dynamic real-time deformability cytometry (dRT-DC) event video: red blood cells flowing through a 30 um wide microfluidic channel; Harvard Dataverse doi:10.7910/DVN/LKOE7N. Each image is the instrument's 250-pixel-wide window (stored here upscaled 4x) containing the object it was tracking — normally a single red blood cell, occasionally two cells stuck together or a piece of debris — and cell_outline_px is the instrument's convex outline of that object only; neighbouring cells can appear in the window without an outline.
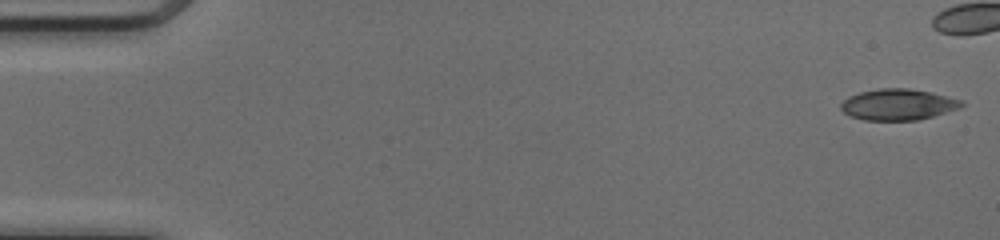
{"species": "common noctule bat (a hibernating species)", "species_latin": "Nyctalus noctula", "temperature_condition": "cold", "stored_images_in_passage": 40, "camera_frame_rate_fps": 3000, "um_per_image_px": 0.085, "animal": {"sex": "female", "body_mass_g": 17.0, "forearm_length_mm": 48.0}, "frame": {"image": 1, "passage_image": 1, "time_ms": 0.0, "image_size_px": [1000, 240], "cell_outline_px": [[964, 104], [960, 108], [932, 116], [916, 120], [864, 120], [852, 116], [844, 112], [840, 108], [840, 104], [848, 96], [860, 92], [880, 88], [908, 88], [932, 92], [964, 100]], "centroid_in_image_um": [76.35, 8.87], "position_along_channel_um": 8.6, "area_um2": 21.91}}
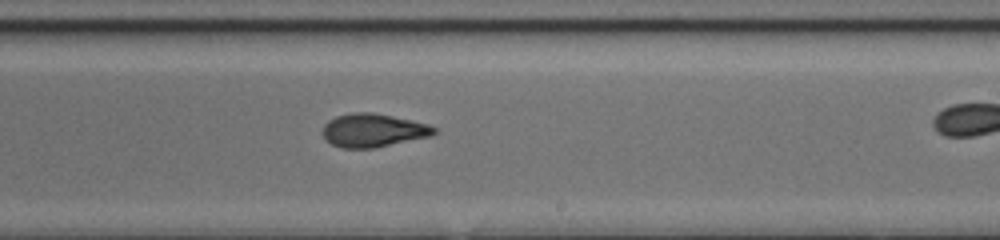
{"frame": {"image": 2, "passage_image": 30, "time_ms": 9.667, "image_size_px": [1000, 240], "cell_outline_px": [[440, 132], [432, 136], [376, 148], [340, 148], [332, 144], [320, 132], [324, 124], [328, 120], [336, 116], [352, 112], [372, 112], [412, 120], [428, 124], [436, 128]], "centroid_in_image_um": [31.74, 11.08], "position_along_channel_um": 257.3, "area_um2": 22.02}}
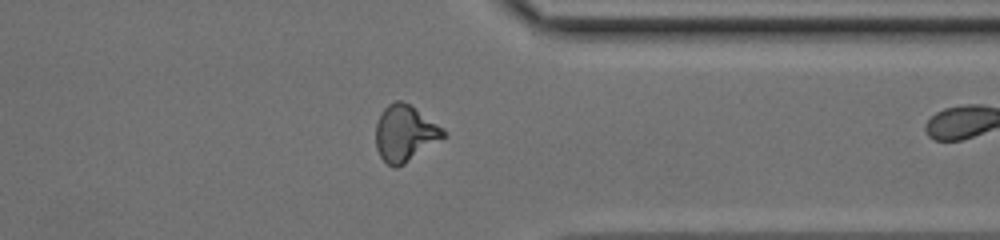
{"frame": {"image": 3, "passage_image": 39, "time_ms": 12.667, "image_size_px": [1000, 240], "cell_outline_px": [[448, 136], [404, 164], [396, 168], [392, 168], [380, 156], [376, 148], [376, 124], [380, 112], [388, 104], [396, 100], [400, 100], [408, 104], [444, 128]], "centroid_in_image_um": [34.43, 11.35], "position_along_channel_um": 377.0, "area_um2": 22.25}}